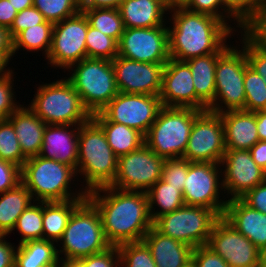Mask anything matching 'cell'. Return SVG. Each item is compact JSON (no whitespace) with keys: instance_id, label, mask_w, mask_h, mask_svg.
I'll return each instance as SVG.
<instances>
[{"instance_id":"7c38bea8","label":"cell","mask_w":266,"mask_h":267,"mask_svg":"<svg viewBox=\"0 0 266 267\" xmlns=\"http://www.w3.org/2000/svg\"><path fill=\"white\" fill-rule=\"evenodd\" d=\"M87 32L88 19L83 11L54 24L46 64L53 69H63L65 73L72 64L85 59Z\"/></svg>"},{"instance_id":"e0dca14e","label":"cell","mask_w":266,"mask_h":267,"mask_svg":"<svg viewBox=\"0 0 266 267\" xmlns=\"http://www.w3.org/2000/svg\"><path fill=\"white\" fill-rule=\"evenodd\" d=\"M225 197L241 198L266 180V172L252 159L249 150L226 149L222 162Z\"/></svg>"},{"instance_id":"277c9868","label":"cell","mask_w":266,"mask_h":267,"mask_svg":"<svg viewBox=\"0 0 266 267\" xmlns=\"http://www.w3.org/2000/svg\"><path fill=\"white\" fill-rule=\"evenodd\" d=\"M78 182L73 167L39 155L27 158L21 168V183L30 191L34 201L85 199L87 194L77 186H80Z\"/></svg>"},{"instance_id":"8d00e7d4","label":"cell","mask_w":266,"mask_h":267,"mask_svg":"<svg viewBox=\"0 0 266 267\" xmlns=\"http://www.w3.org/2000/svg\"><path fill=\"white\" fill-rule=\"evenodd\" d=\"M0 159L22 168L27 157L22 153L15 129L8 119L0 120Z\"/></svg>"},{"instance_id":"816d5d0a","label":"cell","mask_w":266,"mask_h":267,"mask_svg":"<svg viewBox=\"0 0 266 267\" xmlns=\"http://www.w3.org/2000/svg\"><path fill=\"white\" fill-rule=\"evenodd\" d=\"M244 31L266 51V10L253 20Z\"/></svg>"},{"instance_id":"8992f818","label":"cell","mask_w":266,"mask_h":267,"mask_svg":"<svg viewBox=\"0 0 266 267\" xmlns=\"http://www.w3.org/2000/svg\"><path fill=\"white\" fill-rule=\"evenodd\" d=\"M36 86L27 105L45 124L81 125L92 117L66 77Z\"/></svg>"},{"instance_id":"9a60e30c","label":"cell","mask_w":266,"mask_h":267,"mask_svg":"<svg viewBox=\"0 0 266 267\" xmlns=\"http://www.w3.org/2000/svg\"><path fill=\"white\" fill-rule=\"evenodd\" d=\"M162 107L159 96L119 92L100 113L107 120L136 129L145 136Z\"/></svg>"},{"instance_id":"5b68a950","label":"cell","mask_w":266,"mask_h":267,"mask_svg":"<svg viewBox=\"0 0 266 267\" xmlns=\"http://www.w3.org/2000/svg\"><path fill=\"white\" fill-rule=\"evenodd\" d=\"M56 245L60 261L79 260L112 246L105 237L98 209L87 197L73 211Z\"/></svg>"},{"instance_id":"681fc988","label":"cell","mask_w":266,"mask_h":267,"mask_svg":"<svg viewBox=\"0 0 266 267\" xmlns=\"http://www.w3.org/2000/svg\"><path fill=\"white\" fill-rule=\"evenodd\" d=\"M21 183V168L0 159V194L14 189Z\"/></svg>"},{"instance_id":"4fadbf2b","label":"cell","mask_w":266,"mask_h":267,"mask_svg":"<svg viewBox=\"0 0 266 267\" xmlns=\"http://www.w3.org/2000/svg\"><path fill=\"white\" fill-rule=\"evenodd\" d=\"M165 159L145 143L137 150L118 158L112 187L125 191L147 192L161 179Z\"/></svg>"},{"instance_id":"91938a15","label":"cell","mask_w":266,"mask_h":267,"mask_svg":"<svg viewBox=\"0 0 266 267\" xmlns=\"http://www.w3.org/2000/svg\"><path fill=\"white\" fill-rule=\"evenodd\" d=\"M256 125L260 141H266V110L256 111Z\"/></svg>"},{"instance_id":"7dc6e473","label":"cell","mask_w":266,"mask_h":267,"mask_svg":"<svg viewBox=\"0 0 266 267\" xmlns=\"http://www.w3.org/2000/svg\"><path fill=\"white\" fill-rule=\"evenodd\" d=\"M86 267H120V255L117 246L79 259Z\"/></svg>"},{"instance_id":"4dcf8cb0","label":"cell","mask_w":266,"mask_h":267,"mask_svg":"<svg viewBox=\"0 0 266 267\" xmlns=\"http://www.w3.org/2000/svg\"><path fill=\"white\" fill-rule=\"evenodd\" d=\"M83 200L43 201V239L57 243L62 237L73 211Z\"/></svg>"},{"instance_id":"4316f807","label":"cell","mask_w":266,"mask_h":267,"mask_svg":"<svg viewBox=\"0 0 266 267\" xmlns=\"http://www.w3.org/2000/svg\"><path fill=\"white\" fill-rule=\"evenodd\" d=\"M222 53H211L184 61L191 70L196 92V109L207 110L215 98V70Z\"/></svg>"},{"instance_id":"c3c4849f","label":"cell","mask_w":266,"mask_h":267,"mask_svg":"<svg viewBox=\"0 0 266 267\" xmlns=\"http://www.w3.org/2000/svg\"><path fill=\"white\" fill-rule=\"evenodd\" d=\"M192 261L196 267H230L220 255L207 245L193 248Z\"/></svg>"},{"instance_id":"11a10c76","label":"cell","mask_w":266,"mask_h":267,"mask_svg":"<svg viewBox=\"0 0 266 267\" xmlns=\"http://www.w3.org/2000/svg\"><path fill=\"white\" fill-rule=\"evenodd\" d=\"M252 159L266 172V141H258L249 149Z\"/></svg>"},{"instance_id":"7bdbcfd3","label":"cell","mask_w":266,"mask_h":267,"mask_svg":"<svg viewBox=\"0 0 266 267\" xmlns=\"http://www.w3.org/2000/svg\"><path fill=\"white\" fill-rule=\"evenodd\" d=\"M241 34V36H239ZM241 47L245 50L249 66L266 81V51L260 47L244 30L237 35Z\"/></svg>"},{"instance_id":"f5cc1de1","label":"cell","mask_w":266,"mask_h":267,"mask_svg":"<svg viewBox=\"0 0 266 267\" xmlns=\"http://www.w3.org/2000/svg\"><path fill=\"white\" fill-rule=\"evenodd\" d=\"M7 235H0V267H15V253L17 246L5 239Z\"/></svg>"},{"instance_id":"d6a6232c","label":"cell","mask_w":266,"mask_h":267,"mask_svg":"<svg viewBox=\"0 0 266 267\" xmlns=\"http://www.w3.org/2000/svg\"><path fill=\"white\" fill-rule=\"evenodd\" d=\"M53 27L54 24L45 21L19 32L13 38L14 56L20 50L32 53L42 51V56L44 54L45 59L51 48Z\"/></svg>"},{"instance_id":"ffe728a7","label":"cell","mask_w":266,"mask_h":267,"mask_svg":"<svg viewBox=\"0 0 266 267\" xmlns=\"http://www.w3.org/2000/svg\"><path fill=\"white\" fill-rule=\"evenodd\" d=\"M163 107L196 109V92L190 67L172 58L164 65L159 95Z\"/></svg>"},{"instance_id":"6da1fadb","label":"cell","mask_w":266,"mask_h":267,"mask_svg":"<svg viewBox=\"0 0 266 267\" xmlns=\"http://www.w3.org/2000/svg\"><path fill=\"white\" fill-rule=\"evenodd\" d=\"M87 198L98 209L105 237L112 246L143 241L153 227L146 192L109 186L89 192Z\"/></svg>"},{"instance_id":"f6af8a7d","label":"cell","mask_w":266,"mask_h":267,"mask_svg":"<svg viewBox=\"0 0 266 267\" xmlns=\"http://www.w3.org/2000/svg\"><path fill=\"white\" fill-rule=\"evenodd\" d=\"M189 163L184 158L165 159L161 179L173 187H179L183 191Z\"/></svg>"},{"instance_id":"6125c7cd","label":"cell","mask_w":266,"mask_h":267,"mask_svg":"<svg viewBox=\"0 0 266 267\" xmlns=\"http://www.w3.org/2000/svg\"><path fill=\"white\" fill-rule=\"evenodd\" d=\"M9 1L17 12H21L22 10L33 6V0H9Z\"/></svg>"},{"instance_id":"e7e4bbea","label":"cell","mask_w":266,"mask_h":267,"mask_svg":"<svg viewBox=\"0 0 266 267\" xmlns=\"http://www.w3.org/2000/svg\"><path fill=\"white\" fill-rule=\"evenodd\" d=\"M260 263L263 267H266V247L261 250Z\"/></svg>"},{"instance_id":"cb8c5ba5","label":"cell","mask_w":266,"mask_h":267,"mask_svg":"<svg viewBox=\"0 0 266 267\" xmlns=\"http://www.w3.org/2000/svg\"><path fill=\"white\" fill-rule=\"evenodd\" d=\"M143 241L150 248L157 267H184L192 260L191 246L163 235L154 226Z\"/></svg>"},{"instance_id":"be15d7a7","label":"cell","mask_w":266,"mask_h":267,"mask_svg":"<svg viewBox=\"0 0 266 267\" xmlns=\"http://www.w3.org/2000/svg\"><path fill=\"white\" fill-rule=\"evenodd\" d=\"M60 267H86L80 260L60 261Z\"/></svg>"},{"instance_id":"603a6c76","label":"cell","mask_w":266,"mask_h":267,"mask_svg":"<svg viewBox=\"0 0 266 267\" xmlns=\"http://www.w3.org/2000/svg\"><path fill=\"white\" fill-rule=\"evenodd\" d=\"M220 116L226 149L249 150L259 141L255 112L230 110L220 113Z\"/></svg>"},{"instance_id":"52a82bcc","label":"cell","mask_w":266,"mask_h":267,"mask_svg":"<svg viewBox=\"0 0 266 267\" xmlns=\"http://www.w3.org/2000/svg\"><path fill=\"white\" fill-rule=\"evenodd\" d=\"M66 71L70 72L66 78L91 116L99 113L119 93L112 60L86 57Z\"/></svg>"},{"instance_id":"7402d4cb","label":"cell","mask_w":266,"mask_h":267,"mask_svg":"<svg viewBox=\"0 0 266 267\" xmlns=\"http://www.w3.org/2000/svg\"><path fill=\"white\" fill-rule=\"evenodd\" d=\"M223 217L260 251L266 247V214L235 198L228 200Z\"/></svg>"},{"instance_id":"e575fe53","label":"cell","mask_w":266,"mask_h":267,"mask_svg":"<svg viewBox=\"0 0 266 267\" xmlns=\"http://www.w3.org/2000/svg\"><path fill=\"white\" fill-rule=\"evenodd\" d=\"M43 201H34L19 216L13 229L20 234L19 243L43 239Z\"/></svg>"},{"instance_id":"f1b7e54d","label":"cell","mask_w":266,"mask_h":267,"mask_svg":"<svg viewBox=\"0 0 266 267\" xmlns=\"http://www.w3.org/2000/svg\"><path fill=\"white\" fill-rule=\"evenodd\" d=\"M57 243L51 240H29L17 245L15 267H60Z\"/></svg>"},{"instance_id":"ee69618b","label":"cell","mask_w":266,"mask_h":267,"mask_svg":"<svg viewBox=\"0 0 266 267\" xmlns=\"http://www.w3.org/2000/svg\"><path fill=\"white\" fill-rule=\"evenodd\" d=\"M17 72H12L6 76L0 77V118L7 119L22 104L16 100L14 79ZM15 76V77H14ZM17 101V102H16Z\"/></svg>"},{"instance_id":"6f0895ef","label":"cell","mask_w":266,"mask_h":267,"mask_svg":"<svg viewBox=\"0 0 266 267\" xmlns=\"http://www.w3.org/2000/svg\"><path fill=\"white\" fill-rule=\"evenodd\" d=\"M0 52H14L9 28L0 26Z\"/></svg>"},{"instance_id":"ac0fdd59","label":"cell","mask_w":266,"mask_h":267,"mask_svg":"<svg viewBox=\"0 0 266 267\" xmlns=\"http://www.w3.org/2000/svg\"><path fill=\"white\" fill-rule=\"evenodd\" d=\"M207 246L230 267H252L260 263L261 251L223 216L214 224Z\"/></svg>"},{"instance_id":"ab89813d","label":"cell","mask_w":266,"mask_h":267,"mask_svg":"<svg viewBox=\"0 0 266 267\" xmlns=\"http://www.w3.org/2000/svg\"><path fill=\"white\" fill-rule=\"evenodd\" d=\"M117 247L120 267H157L151 250L144 241L123 243Z\"/></svg>"},{"instance_id":"db71d44e","label":"cell","mask_w":266,"mask_h":267,"mask_svg":"<svg viewBox=\"0 0 266 267\" xmlns=\"http://www.w3.org/2000/svg\"><path fill=\"white\" fill-rule=\"evenodd\" d=\"M17 13L9 0H0V26L10 28Z\"/></svg>"},{"instance_id":"03108f58","label":"cell","mask_w":266,"mask_h":267,"mask_svg":"<svg viewBox=\"0 0 266 267\" xmlns=\"http://www.w3.org/2000/svg\"><path fill=\"white\" fill-rule=\"evenodd\" d=\"M184 267H196L195 263L191 260L189 263H187Z\"/></svg>"},{"instance_id":"d4e9b609","label":"cell","mask_w":266,"mask_h":267,"mask_svg":"<svg viewBox=\"0 0 266 267\" xmlns=\"http://www.w3.org/2000/svg\"><path fill=\"white\" fill-rule=\"evenodd\" d=\"M25 105L22 104L7 119L15 129L22 153L29 158L39 155L47 124Z\"/></svg>"},{"instance_id":"9f6ffc18","label":"cell","mask_w":266,"mask_h":267,"mask_svg":"<svg viewBox=\"0 0 266 267\" xmlns=\"http://www.w3.org/2000/svg\"><path fill=\"white\" fill-rule=\"evenodd\" d=\"M123 0H79L81 9L119 8Z\"/></svg>"},{"instance_id":"f546056e","label":"cell","mask_w":266,"mask_h":267,"mask_svg":"<svg viewBox=\"0 0 266 267\" xmlns=\"http://www.w3.org/2000/svg\"><path fill=\"white\" fill-rule=\"evenodd\" d=\"M34 200L30 191L22 184L0 194V235H10L19 216Z\"/></svg>"},{"instance_id":"ba28073f","label":"cell","mask_w":266,"mask_h":267,"mask_svg":"<svg viewBox=\"0 0 266 267\" xmlns=\"http://www.w3.org/2000/svg\"><path fill=\"white\" fill-rule=\"evenodd\" d=\"M194 108L162 107L144 136L145 144L164 159L183 158L195 118Z\"/></svg>"},{"instance_id":"d590c367","label":"cell","mask_w":266,"mask_h":267,"mask_svg":"<svg viewBox=\"0 0 266 267\" xmlns=\"http://www.w3.org/2000/svg\"><path fill=\"white\" fill-rule=\"evenodd\" d=\"M244 89L246 94L244 111L266 110V81L249 65L245 69Z\"/></svg>"},{"instance_id":"8fae6325","label":"cell","mask_w":266,"mask_h":267,"mask_svg":"<svg viewBox=\"0 0 266 267\" xmlns=\"http://www.w3.org/2000/svg\"><path fill=\"white\" fill-rule=\"evenodd\" d=\"M184 183L185 205L203 206L214 210L220 217L224 215L228 200L223 188L221 164L190 162Z\"/></svg>"},{"instance_id":"f35d334b","label":"cell","mask_w":266,"mask_h":267,"mask_svg":"<svg viewBox=\"0 0 266 267\" xmlns=\"http://www.w3.org/2000/svg\"><path fill=\"white\" fill-rule=\"evenodd\" d=\"M86 51L89 58L113 60L118 55V42L89 25L86 35Z\"/></svg>"},{"instance_id":"83f0119b","label":"cell","mask_w":266,"mask_h":267,"mask_svg":"<svg viewBox=\"0 0 266 267\" xmlns=\"http://www.w3.org/2000/svg\"><path fill=\"white\" fill-rule=\"evenodd\" d=\"M92 118L102 127L108 144L119 158L139 149L144 143V135L136 129L124 124L107 120L100 112Z\"/></svg>"},{"instance_id":"003e7915","label":"cell","mask_w":266,"mask_h":267,"mask_svg":"<svg viewBox=\"0 0 266 267\" xmlns=\"http://www.w3.org/2000/svg\"><path fill=\"white\" fill-rule=\"evenodd\" d=\"M252 267H263V266L261 265V263H258V264H256L255 266H252Z\"/></svg>"},{"instance_id":"484cf974","label":"cell","mask_w":266,"mask_h":267,"mask_svg":"<svg viewBox=\"0 0 266 267\" xmlns=\"http://www.w3.org/2000/svg\"><path fill=\"white\" fill-rule=\"evenodd\" d=\"M118 9L125 28H152L168 22L163 0H123Z\"/></svg>"},{"instance_id":"d6986e66","label":"cell","mask_w":266,"mask_h":267,"mask_svg":"<svg viewBox=\"0 0 266 267\" xmlns=\"http://www.w3.org/2000/svg\"><path fill=\"white\" fill-rule=\"evenodd\" d=\"M166 63H145L121 56L112 60L119 92L159 96Z\"/></svg>"},{"instance_id":"3957f363","label":"cell","mask_w":266,"mask_h":267,"mask_svg":"<svg viewBox=\"0 0 266 267\" xmlns=\"http://www.w3.org/2000/svg\"><path fill=\"white\" fill-rule=\"evenodd\" d=\"M117 163L118 157L108 144L102 127L92 117L81 124L76 170L79 182L83 183L80 188L88 194L111 186L117 172Z\"/></svg>"},{"instance_id":"b9f144b4","label":"cell","mask_w":266,"mask_h":267,"mask_svg":"<svg viewBox=\"0 0 266 267\" xmlns=\"http://www.w3.org/2000/svg\"><path fill=\"white\" fill-rule=\"evenodd\" d=\"M186 9L212 15L223 21L235 34L245 28L223 7L221 0H191ZM230 21V22H229ZM234 22V26L231 23ZM230 23V24H229ZM237 28V29H236ZM238 28L240 30H238ZM237 31V32H236ZM239 31V32H238Z\"/></svg>"},{"instance_id":"60d3db41","label":"cell","mask_w":266,"mask_h":267,"mask_svg":"<svg viewBox=\"0 0 266 267\" xmlns=\"http://www.w3.org/2000/svg\"><path fill=\"white\" fill-rule=\"evenodd\" d=\"M221 2L244 28L266 10V0H221Z\"/></svg>"},{"instance_id":"30bf717a","label":"cell","mask_w":266,"mask_h":267,"mask_svg":"<svg viewBox=\"0 0 266 267\" xmlns=\"http://www.w3.org/2000/svg\"><path fill=\"white\" fill-rule=\"evenodd\" d=\"M219 218L210 208L183 205L158 217L153 226L163 235L196 248L207 245L214 224Z\"/></svg>"},{"instance_id":"836d02e7","label":"cell","mask_w":266,"mask_h":267,"mask_svg":"<svg viewBox=\"0 0 266 267\" xmlns=\"http://www.w3.org/2000/svg\"><path fill=\"white\" fill-rule=\"evenodd\" d=\"M86 15L89 25L117 42L125 30L118 8L81 9Z\"/></svg>"},{"instance_id":"bcb514c9","label":"cell","mask_w":266,"mask_h":267,"mask_svg":"<svg viewBox=\"0 0 266 267\" xmlns=\"http://www.w3.org/2000/svg\"><path fill=\"white\" fill-rule=\"evenodd\" d=\"M45 21L46 19L37 8L34 6L26 8L21 12H18L17 16L14 18V21L9 28L10 35L14 38L22 30L44 23Z\"/></svg>"},{"instance_id":"94428289","label":"cell","mask_w":266,"mask_h":267,"mask_svg":"<svg viewBox=\"0 0 266 267\" xmlns=\"http://www.w3.org/2000/svg\"><path fill=\"white\" fill-rule=\"evenodd\" d=\"M191 0H163V3L168 11L186 8L190 4Z\"/></svg>"},{"instance_id":"f907efd6","label":"cell","mask_w":266,"mask_h":267,"mask_svg":"<svg viewBox=\"0 0 266 267\" xmlns=\"http://www.w3.org/2000/svg\"><path fill=\"white\" fill-rule=\"evenodd\" d=\"M241 199L251 208L266 214V180L249 190Z\"/></svg>"},{"instance_id":"7a4b0ae2","label":"cell","mask_w":266,"mask_h":267,"mask_svg":"<svg viewBox=\"0 0 266 267\" xmlns=\"http://www.w3.org/2000/svg\"><path fill=\"white\" fill-rule=\"evenodd\" d=\"M168 14H171L167 17L169 56L177 61L223 53L231 45L229 38L233 39L236 35L223 21L212 15L186 8L174 9Z\"/></svg>"},{"instance_id":"1f68e13d","label":"cell","mask_w":266,"mask_h":267,"mask_svg":"<svg viewBox=\"0 0 266 267\" xmlns=\"http://www.w3.org/2000/svg\"><path fill=\"white\" fill-rule=\"evenodd\" d=\"M146 194L153 222L161 215L173 212L185 205L182 191L179 187H173L162 179L158 180Z\"/></svg>"},{"instance_id":"74e56055","label":"cell","mask_w":266,"mask_h":267,"mask_svg":"<svg viewBox=\"0 0 266 267\" xmlns=\"http://www.w3.org/2000/svg\"><path fill=\"white\" fill-rule=\"evenodd\" d=\"M46 21L52 24L59 23L81 11L79 0H33Z\"/></svg>"},{"instance_id":"44dd1931","label":"cell","mask_w":266,"mask_h":267,"mask_svg":"<svg viewBox=\"0 0 266 267\" xmlns=\"http://www.w3.org/2000/svg\"><path fill=\"white\" fill-rule=\"evenodd\" d=\"M79 127L80 125H47L39 156L65 163L77 170Z\"/></svg>"},{"instance_id":"9c48e42d","label":"cell","mask_w":266,"mask_h":267,"mask_svg":"<svg viewBox=\"0 0 266 267\" xmlns=\"http://www.w3.org/2000/svg\"><path fill=\"white\" fill-rule=\"evenodd\" d=\"M248 65L245 50L240 44L235 46L234 43L231 44L217 58L215 98L207 110L220 114L244 109L246 100L244 75Z\"/></svg>"},{"instance_id":"2e32d148","label":"cell","mask_w":266,"mask_h":267,"mask_svg":"<svg viewBox=\"0 0 266 267\" xmlns=\"http://www.w3.org/2000/svg\"><path fill=\"white\" fill-rule=\"evenodd\" d=\"M125 28L118 41V56L145 63H167L168 26Z\"/></svg>"},{"instance_id":"680465c9","label":"cell","mask_w":266,"mask_h":267,"mask_svg":"<svg viewBox=\"0 0 266 267\" xmlns=\"http://www.w3.org/2000/svg\"><path fill=\"white\" fill-rule=\"evenodd\" d=\"M14 57V52H0V77L6 76L15 71V68L13 70V67L10 68L8 66Z\"/></svg>"},{"instance_id":"5bb4252c","label":"cell","mask_w":266,"mask_h":267,"mask_svg":"<svg viewBox=\"0 0 266 267\" xmlns=\"http://www.w3.org/2000/svg\"><path fill=\"white\" fill-rule=\"evenodd\" d=\"M225 151L224 126L220 114L202 111L194 120L183 158L189 162L221 164Z\"/></svg>"}]
</instances>
